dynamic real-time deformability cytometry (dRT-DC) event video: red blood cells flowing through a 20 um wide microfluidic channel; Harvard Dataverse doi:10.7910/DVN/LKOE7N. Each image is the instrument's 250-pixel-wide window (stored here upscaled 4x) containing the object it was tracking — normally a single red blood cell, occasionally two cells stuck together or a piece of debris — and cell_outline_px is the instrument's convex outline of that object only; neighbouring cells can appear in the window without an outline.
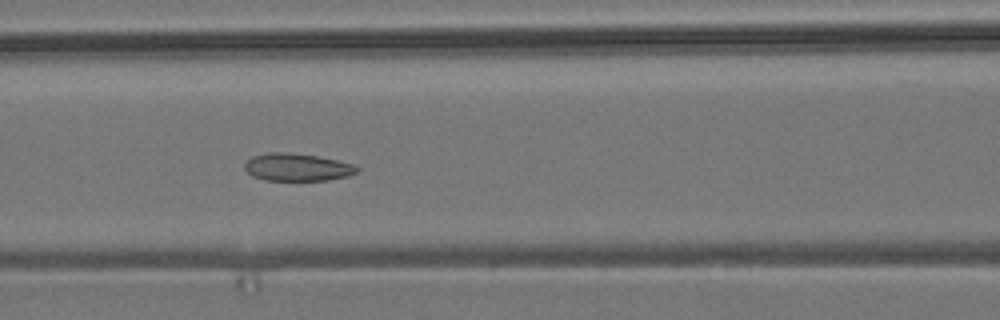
{"species": "common noctule bat (a hibernating species)", "species_latin": "Nyctalus noctula", "temperature_condition": "room temperature", "stored_images_in_passage": 9, "camera_frame_rate_fps": 3000, "um_per_image_px": 0.085, "animal": {"sex": "male", "body_mass_g": 19.2, "forearm_length_mm": 51.8}, "frame": {"image": 1, "passage_image": 6, "time_ms": 6.667, "image_size_px": [1000, 320], "cell_outline_px": [[360, 168], [356, 172], [348, 176], [328, 180], [264, 180], [252, 176], [244, 168], [244, 164], [252, 156], [268, 152], [288, 152], [316, 156], [336, 160], [352, 164]], "centroid_in_image_um": [25.23, 14.21], "position_along_channel_um": 141.4, "area_um2": 17.98}}
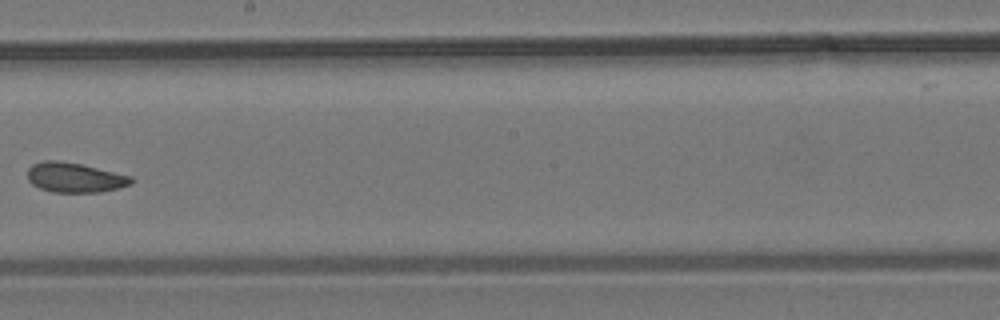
{"frame": {"image": 2, "passage_image": 8, "time_ms": 9.333, "image_size_px": [1000, 320], "cell_outline_px": [[136, 180], [132, 184], [100, 192], [52, 192], [40, 188], [32, 184], [28, 180], [28, 168], [32, 164], [44, 160], [56, 160], [80, 164], [132, 176]], "centroid_in_image_um": [6.36, 15.09], "position_along_channel_um": 241.8, "area_um2": 17.98}}
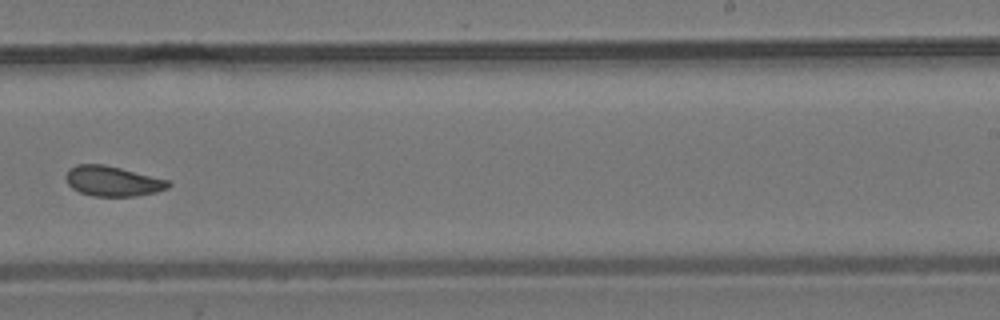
{"frame": {"image": 3, "passage_image": 9, "time_ms": 10.333, "image_size_px": [1000, 320], "cell_outline_px": [[172, 184], [168, 188], [156, 192], [136, 196], [92, 196], [80, 192], [72, 188], [68, 184], [64, 176], [68, 168], [76, 164], [104, 164], [168, 180]], "centroid_in_image_um": [9.54, 15.39], "position_along_channel_um": 279.5, "area_um2": 18.03}}